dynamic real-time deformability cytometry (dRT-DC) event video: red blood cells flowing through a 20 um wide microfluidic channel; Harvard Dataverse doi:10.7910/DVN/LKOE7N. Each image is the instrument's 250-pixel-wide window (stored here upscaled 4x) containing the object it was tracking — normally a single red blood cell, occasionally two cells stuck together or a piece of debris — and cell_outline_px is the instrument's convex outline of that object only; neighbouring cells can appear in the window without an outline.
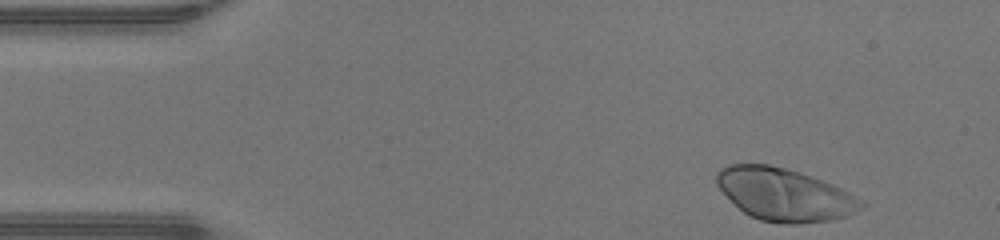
{"species": "human", "species_latin": "Homo sapiens", "temperature_condition": "warm", "stored_images_in_passage": 35, "camera_frame_rate_fps": 3000, "um_per_image_px": 0.085, "donor": {"sex": "male"}, "frame": {"image": 1, "passage_image": 1, "time_ms": 0.0, "image_size_px": [1000, 240], "cell_outline_px": [[868, 204], [856, 212], [844, 216], [828, 220], [800, 224], [784, 224], [760, 220], [744, 212], [716, 184], [716, 172], [720, 168], [728, 164], [768, 164], [784, 168], [832, 184], [848, 192]], "centroid_in_image_um": [66.68, 16.54], "position_along_channel_um": 18.3, "area_um2": 43.64}}
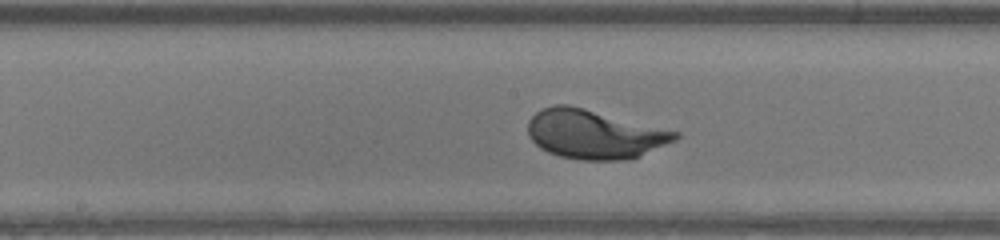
{"frame": {"image": 2, "passage_image": 20, "time_ms": 6.333, "image_size_px": [1000, 240], "cell_outline_px": [[680, 136], [676, 140], [640, 156], [624, 160], [580, 160], [560, 156], [548, 152], [540, 148], [528, 136], [528, 120], [536, 112], [544, 108], [556, 104], [568, 104], [680, 132]], "centroid_in_image_um": [50.51, 11.41], "position_along_channel_um": 197.7, "area_um2": 42.02}}
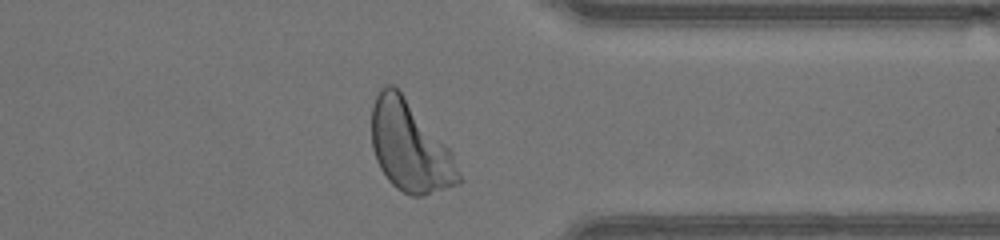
{"frame": {"image": 3, "passage_image": 33, "time_ms": 10.667, "image_size_px": [1000, 240], "cell_outline_px": [[464, 180], [460, 184], [424, 196], [412, 196], [396, 188], [388, 180], [380, 168], [376, 160], [372, 148], [372, 104], [380, 88], [388, 84], [392, 84], [400, 92], [452, 152]], "centroid_in_image_um": [34.85, 12.52], "position_along_channel_um": 376.6, "area_um2": 45.49}, "authors_computed_cell_mechanics": {"area_um2": 41.2692, "velocity_mm_per_s": 4.3079, "shape_relaxation_time_tau1_ms": 1.9119, "shape_relaxation_time_tau2_ms": null, "deformation_change_tau1": 0.1672, "deformation_change_tau2": null}}